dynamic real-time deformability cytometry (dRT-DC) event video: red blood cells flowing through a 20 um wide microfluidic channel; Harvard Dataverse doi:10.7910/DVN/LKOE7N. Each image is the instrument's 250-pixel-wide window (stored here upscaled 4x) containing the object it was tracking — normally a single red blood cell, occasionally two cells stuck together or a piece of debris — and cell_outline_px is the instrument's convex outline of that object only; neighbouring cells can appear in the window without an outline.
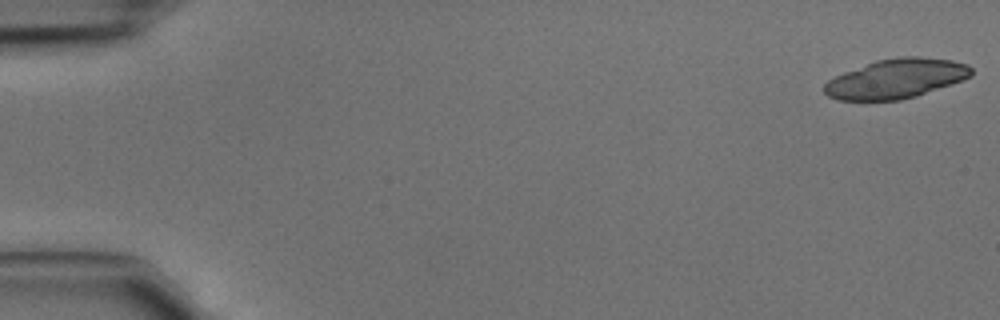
{"species": "common noctule bat (a hibernating species)", "species_latin": "Nyctalus noctula", "temperature_condition": "cold", "stored_images_in_passage": 20, "camera_frame_rate_fps": 3000, "um_per_image_px": 0.085, "animal": {"sex": "male", "body_mass_g": 15.6}, "frame": {"image": 1, "passage_image": 1, "time_ms": 0.0, "image_size_px": [1000, 320], "cell_outline_px": [[972, 76], [916, 96], [900, 100], [836, 100], [828, 96], [824, 92], [824, 84], [828, 80], [844, 72], [876, 60], [900, 56], [920, 56], [952, 60], [968, 64], [972, 68]], "centroid_in_image_um": [76.16, 6.68], "position_along_channel_um": 8.8, "area_um2": 33.7}}